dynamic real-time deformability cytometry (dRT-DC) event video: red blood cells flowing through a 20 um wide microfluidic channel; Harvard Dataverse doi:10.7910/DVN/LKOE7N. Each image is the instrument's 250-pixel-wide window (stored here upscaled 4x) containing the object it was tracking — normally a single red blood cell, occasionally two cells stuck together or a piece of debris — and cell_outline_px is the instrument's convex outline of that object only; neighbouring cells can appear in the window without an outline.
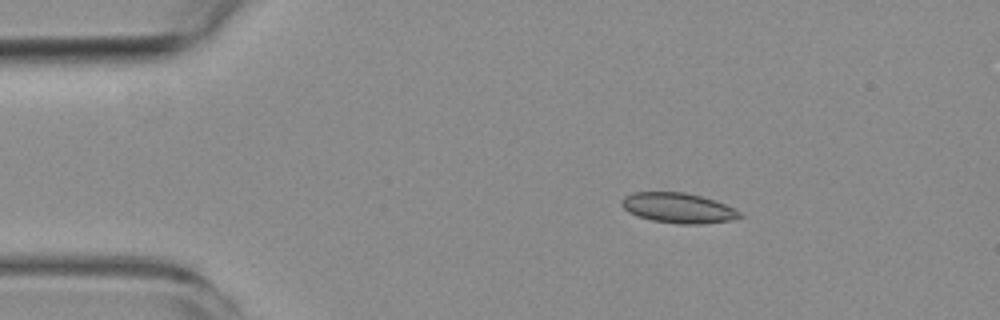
{"species": "common noctule bat (a hibernating species)", "species_latin": "Nyctalus noctula", "temperature_condition": "room temperature", "stored_images_in_passage": 6, "camera_frame_rate_fps": 3000, "um_per_image_px": 0.085, "animal": {"sex": "female", "body_mass_g": 19.3, "forearm_length_mm": 54.1}, "frame": {"image": 1, "passage_image": 3, "time_ms": 2.333, "image_size_px": [1000, 320], "cell_outline_px": [[744, 216], [732, 220], [700, 224], [676, 224], [652, 220], [628, 212], [620, 204], [620, 200], [624, 196], [632, 192], [684, 192], [700, 196], [724, 204], [740, 212]], "centroid_in_image_um": [57.61, 17.68], "position_along_channel_um": 27.4, "area_um2": 20.63}}
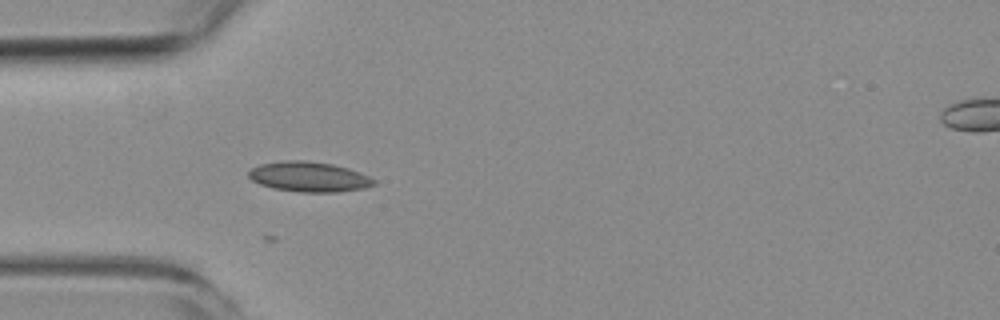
{"frame": {"image": 2, "passage_image": 5, "time_ms": 4.667, "image_size_px": [1000, 320], "cell_outline_px": [[376, 184], [364, 188], [336, 192], [300, 192], [272, 188], [260, 184], [252, 180], [248, 176], [248, 172], [252, 168], [260, 164], [284, 160], [304, 160], [332, 164], [348, 168], [368, 176], [376, 180]], "centroid_in_image_um": [26.25, 15.02], "position_along_channel_um": 58.7, "area_um2": 21.91}}